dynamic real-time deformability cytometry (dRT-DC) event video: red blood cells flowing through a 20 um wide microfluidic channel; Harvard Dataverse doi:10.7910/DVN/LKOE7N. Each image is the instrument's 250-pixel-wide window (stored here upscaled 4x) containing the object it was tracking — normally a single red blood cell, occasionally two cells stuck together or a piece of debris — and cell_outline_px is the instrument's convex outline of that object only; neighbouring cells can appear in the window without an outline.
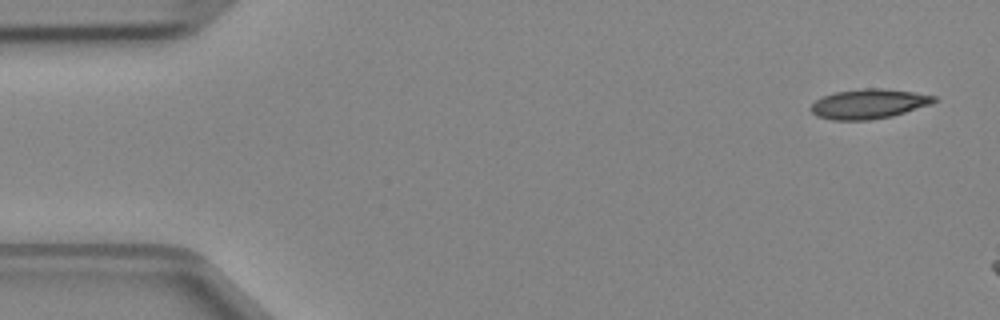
{"species": "Egyptian fruit bat (a non-hibernating species)", "species_latin": "Rousettus aegyptiacus", "temperature_condition": "cold", "stored_images_in_passage": 3, "camera_frame_rate_fps": 3000, "um_per_image_px": 0.085, "animal": {"sex": "female"}, "frame": {"image": 1, "passage_image": 1, "time_ms": 0.0, "image_size_px": [1000, 320], "cell_outline_px": [[940, 100], [932, 104], [892, 116], [872, 120], [832, 120], [816, 116], [812, 112], [812, 104], [816, 100], [824, 96], [836, 92], [864, 88], [880, 88], [912, 92], [936, 96]], "centroid_in_image_um": [73.88, 8.84], "position_along_channel_um": 11.1, "area_um2": 21.27}}